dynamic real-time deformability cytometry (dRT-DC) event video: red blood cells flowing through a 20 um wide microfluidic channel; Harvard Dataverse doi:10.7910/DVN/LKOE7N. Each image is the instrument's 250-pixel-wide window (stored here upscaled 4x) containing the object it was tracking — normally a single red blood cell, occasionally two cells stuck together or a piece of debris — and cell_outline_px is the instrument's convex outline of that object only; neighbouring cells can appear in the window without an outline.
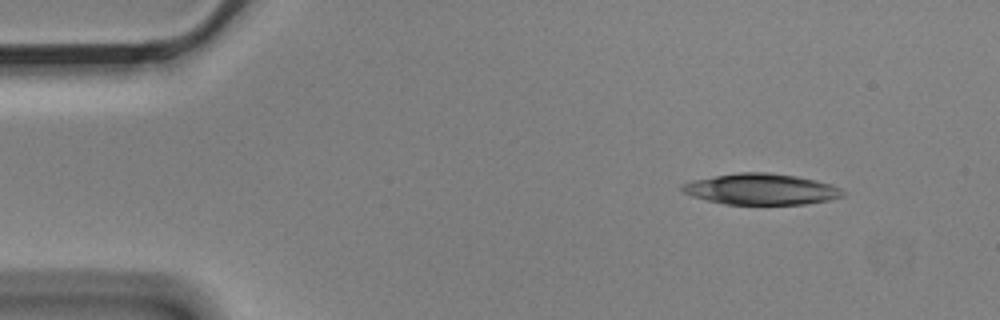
{"species": "Egyptian fruit bat (a non-hibernating species)", "species_latin": "Rousettus aegyptiacus", "temperature_condition": "cold", "stored_images_in_passage": 4, "camera_frame_rate_fps": 3000, "um_per_image_px": 0.085, "animal": {"sex": "male"}, "frame": {"image": 1, "passage_image": 1, "time_ms": 0.0, "image_size_px": [1000, 320], "cell_outline_px": [[844, 196], [828, 200], [804, 204], [724, 204], [692, 196], [684, 192], [680, 188], [680, 184], [692, 180], [740, 172], [768, 172], [796, 176], [816, 180], [832, 184], [840, 188], [844, 192]], "centroid_in_image_um": [64.7, 16.07], "position_along_channel_um": 20.3, "area_um2": 28.96}}